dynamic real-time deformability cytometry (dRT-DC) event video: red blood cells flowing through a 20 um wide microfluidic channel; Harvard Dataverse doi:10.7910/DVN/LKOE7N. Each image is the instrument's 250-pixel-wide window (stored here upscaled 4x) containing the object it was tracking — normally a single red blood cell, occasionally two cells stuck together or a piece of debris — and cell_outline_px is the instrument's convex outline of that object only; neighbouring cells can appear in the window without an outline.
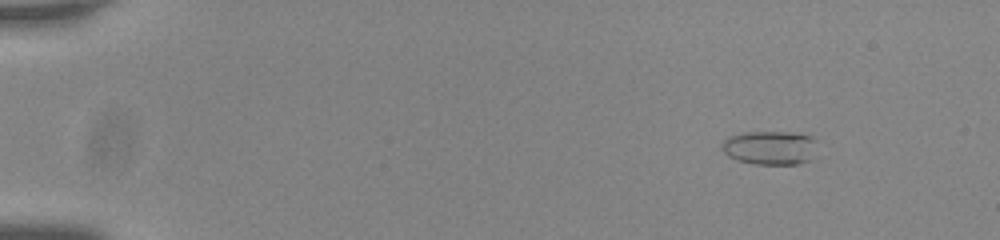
{"species": "common noctule bat (a hibernating species)", "species_latin": "Nyctalus noctula", "temperature_condition": "room temperature", "stored_images_in_passage": 56, "camera_frame_rate_fps": 3000, "um_per_image_px": 0.085, "animal": {"sex": "male", "body_mass_g": 20.0, "forearm_length_mm": 53.3}, "frame": {"image": 1, "passage_image": 7, "time_ms": 2.0, "image_size_px": [1000, 240], "cell_outline_px": [[816, 140], [808, 160], [800, 164], [752, 164], [736, 160], [728, 156], [720, 148], [720, 144], [728, 136], [744, 132], [800, 132], [812, 136]], "centroid_in_image_um": [65.38, 12.54], "position_along_channel_um": 19.6, "area_um2": 18.96}}
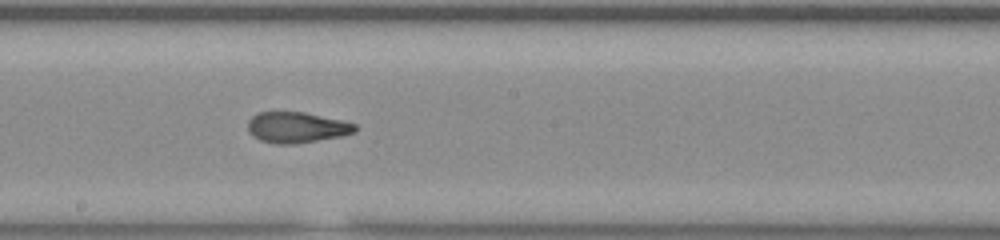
{"frame": {"image": 2, "passage_image": 33, "time_ms": 10.667, "image_size_px": [1000, 240], "cell_outline_px": [[356, 132], [340, 136], [292, 144], [276, 144], [260, 140], [252, 136], [248, 132], [248, 120], [256, 112], [304, 112], [344, 120], [356, 124]], "centroid_in_image_um": [25.19, 10.82], "position_along_channel_um": 223.0, "area_um2": 19.31}}
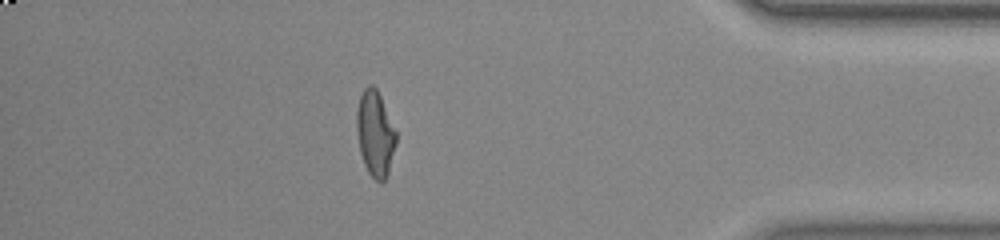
{"frame": {"image": 3, "passage_image": 50, "time_ms": 16.333, "image_size_px": [1000, 240], "cell_outline_px": [[396, 144], [388, 176], [380, 184], [368, 172], [364, 164], [360, 152], [356, 132], [356, 112], [360, 96], [364, 88], [368, 84], [372, 84], [376, 88], [380, 96], [396, 132]], "centroid_in_image_um": [31.88, 11.38], "position_along_channel_um": 403.3, "area_um2": 19.71}, "authors_computed_cell_mechanics": {"area_um2": 19.2763, "velocity_mm_per_s": 3.7614, "shape_relaxation_time_tau1_ms": 5.0618, "shape_relaxation_time_tau2_ms": 2.0487, "deformation_change_tau1": 0.2174, "deformation_change_tau2": 0.0935}}